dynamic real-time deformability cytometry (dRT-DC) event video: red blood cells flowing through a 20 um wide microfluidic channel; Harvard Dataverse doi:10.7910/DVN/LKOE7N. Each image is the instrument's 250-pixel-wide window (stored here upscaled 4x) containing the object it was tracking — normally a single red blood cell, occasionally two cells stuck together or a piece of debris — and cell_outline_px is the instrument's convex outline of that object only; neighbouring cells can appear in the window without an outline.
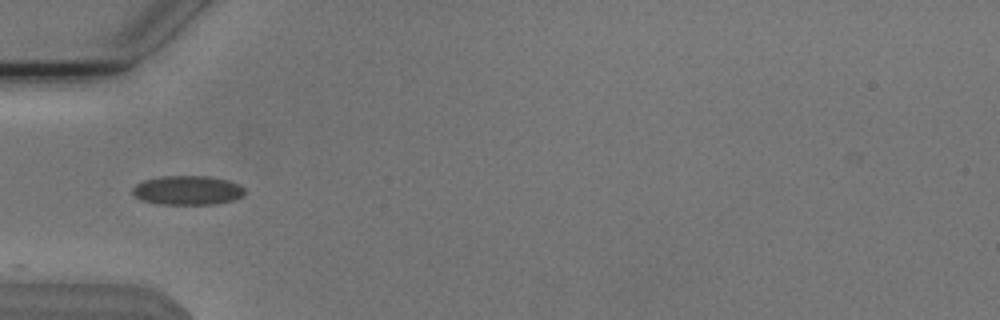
{"species": "Egyptian fruit bat (a non-hibernating species)", "species_latin": "Rousettus aegyptiacus", "temperature_condition": "cold", "stored_images_in_passage": 37, "camera_frame_rate_fps": 3000, "um_per_image_px": 0.085, "animal": {"sex": "male"}, "frame": {"image": 1, "passage_image": 1, "time_ms": 0.0, "image_size_px": [1000, 320], "cell_outline_px": [[244, 196], [232, 200], [216, 204], [160, 204], [140, 200], [132, 196], [132, 188], [136, 184], [144, 180], [160, 176], [208, 176], [228, 180], [244, 188]], "centroid_in_image_um": [15.9, 16.18], "position_along_channel_um": 69.1, "area_um2": 19.19}}
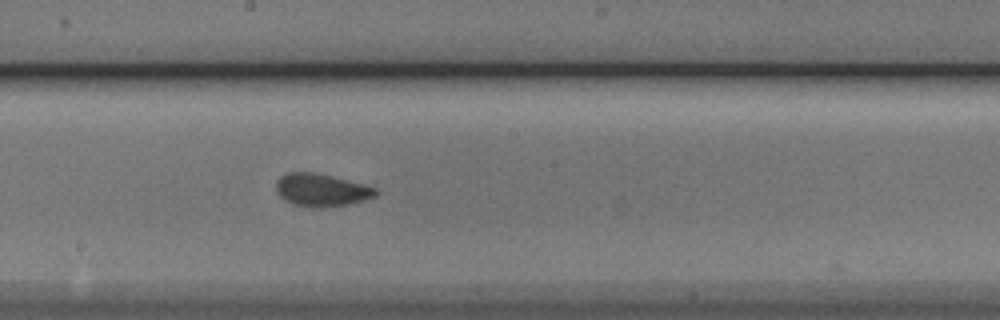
{"frame": {"image": 2, "passage_image": 13, "time_ms": 4.0, "image_size_px": [1000, 320], "cell_outline_px": [[380, 192], [376, 196], [364, 200], [348, 204], [324, 208], [312, 208], [292, 204], [284, 200], [276, 192], [276, 184], [280, 176], [288, 172], [312, 172], [364, 184], [376, 188]], "centroid_in_image_um": [27.31, 16.17], "position_along_channel_um": 220.9, "area_um2": 19.07}}
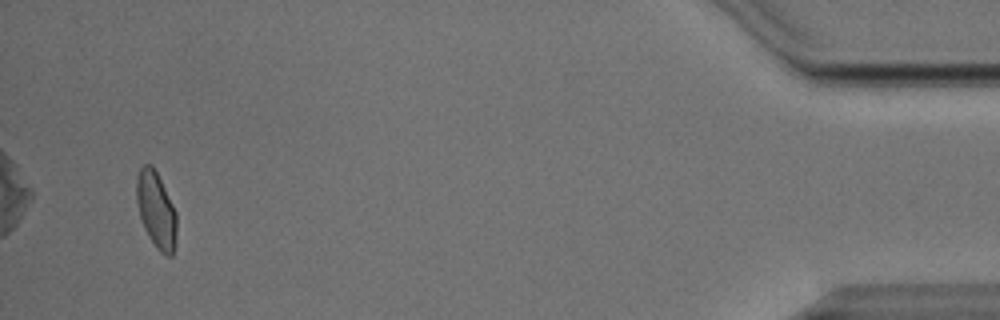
{"frame": {"image": 3, "passage_image": 35, "time_ms": 11.333, "image_size_px": [1000, 320], "cell_outline_px": [[176, 244], [172, 256], [164, 256], [156, 248], [148, 236], [144, 228], [140, 216], [136, 200], [136, 176], [140, 168], [144, 164], [152, 164], [176, 212]], "centroid_in_image_um": [13.26, 17.88], "position_along_channel_um": 421.9, "area_um2": 17.86}, "authors_computed_cell_mechanics": {"area_um2": 18.207, "velocity_mm_per_s": 3.8044, "shape_relaxation_time_tau1_ms": 5.1521, "shape_relaxation_time_tau2_ms": 1.0303, "deformation_change_tau1": 0.1211, "deformation_change_tau2": 0.0444}}